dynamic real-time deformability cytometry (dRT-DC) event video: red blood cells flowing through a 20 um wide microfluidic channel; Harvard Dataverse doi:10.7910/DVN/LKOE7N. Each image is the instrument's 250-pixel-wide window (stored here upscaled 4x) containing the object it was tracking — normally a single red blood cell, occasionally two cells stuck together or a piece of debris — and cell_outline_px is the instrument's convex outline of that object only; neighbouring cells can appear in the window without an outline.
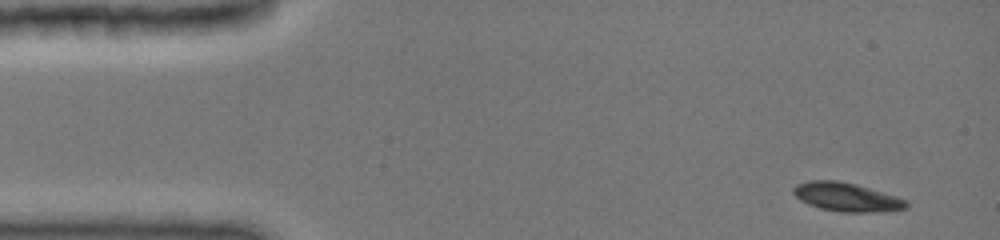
{"species": "common noctule bat (a hibernating species)", "species_latin": "Nyctalus noctula", "temperature_condition": "cold", "stored_images_in_passage": 21, "camera_frame_rate_fps": 3000, "um_per_image_px": 0.085, "animal": {"sex": "female", "body_mass_g": 19.0, "forearm_length_mm": 51.5}, "frame": {"image": 1, "passage_image": 1, "time_ms": 0.0, "image_size_px": [1000, 240], "cell_outline_px": [[908, 208], [872, 212], [840, 212], [820, 208], [808, 204], [800, 200], [792, 192], [792, 188], [796, 184], [808, 180], [836, 180], [856, 184], [896, 196], [908, 200]], "centroid_in_image_um": [71.93, 16.74], "position_along_channel_um": 13.1, "area_um2": 18.9}}
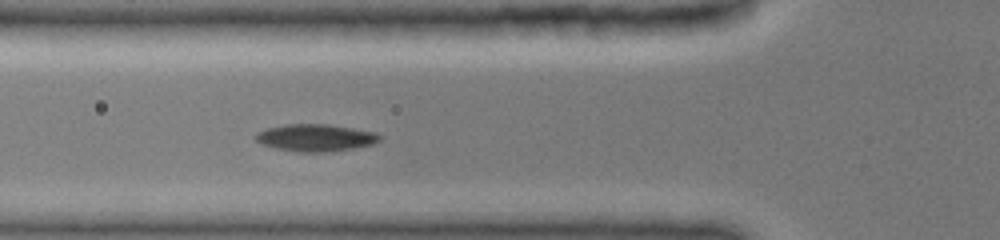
{"frame": {"image": 2, "passage_image": 16, "time_ms": 4.667, "image_size_px": [1000, 240], "cell_outline_px": [[384, 136], [380, 140], [372, 144], [332, 152], [300, 152], [276, 148], [260, 144], [256, 140], [256, 132], [268, 128], [288, 124], [328, 124], [376, 132]], "centroid_in_image_um": [26.85, 11.71], "position_along_channel_um": 99.0, "area_um2": 19.65}}
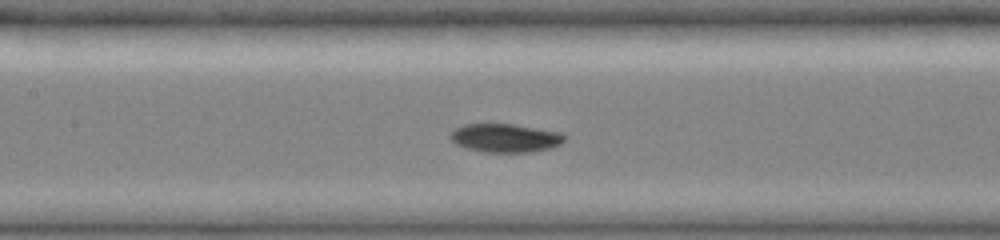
{"frame": {"image": 3, "passage_image": 21, "time_ms": 6.333, "image_size_px": [1000, 240], "cell_outline_px": [[568, 136], [560, 144], [552, 148], [532, 152], [484, 152], [468, 148], [456, 144], [448, 136], [456, 128], [464, 124], [512, 124], [560, 132]], "centroid_in_image_um": [42.97, 11.73], "position_along_channel_um": 164.4, "area_um2": 18.96}}